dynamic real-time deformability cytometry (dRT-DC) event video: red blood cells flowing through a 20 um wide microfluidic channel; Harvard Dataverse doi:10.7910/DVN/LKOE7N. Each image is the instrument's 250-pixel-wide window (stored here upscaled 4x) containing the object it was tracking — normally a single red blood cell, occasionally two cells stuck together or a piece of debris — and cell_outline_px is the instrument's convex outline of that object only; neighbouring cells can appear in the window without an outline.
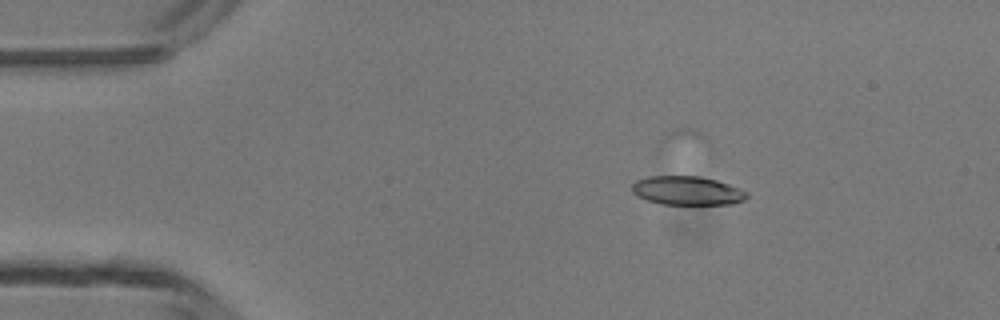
{"species": "common noctule bat (a hibernating species)", "species_latin": "Nyctalus noctula", "temperature_condition": "room temperature", "stored_images_in_passage": 6, "camera_frame_rate_fps": 3000, "um_per_image_px": 0.085, "animal": {"sex": "male", "body_mass_g": 13.3}, "frame": {"image": 1, "passage_image": 4, "time_ms": 3.333, "image_size_px": [1000, 320], "cell_outline_px": [[748, 196], [744, 200], [732, 204], [660, 204], [648, 200], [632, 192], [632, 184], [636, 180], [656, 172], [700, 176], [716, 180], [728, 184], [748, 192]], "centroid_in_image_um": [58.34, 16.14], "position_along_channel_um": 26.7, "area_um2": 20.0}}
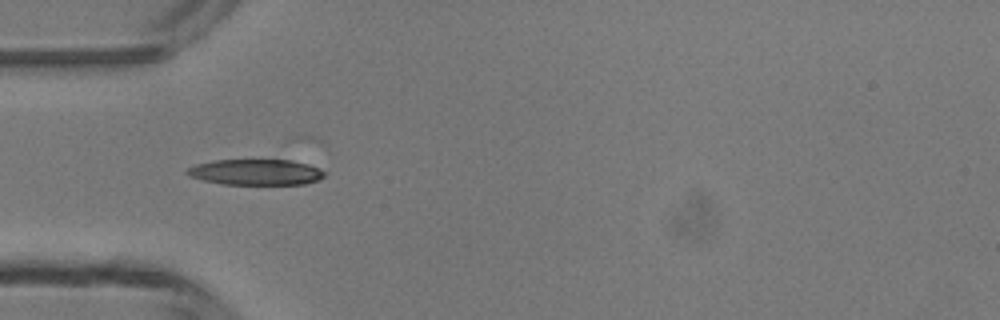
{"frame": {"image": 2, "passage_image": 6, "time_ms": 5.667, "image_size_px": [1000, 320], "cell_outline_px": [[328, 172], [320, 180], [304, 184], [220, 184], [188, 176], [184, 172], [188, 168], [196, 164], [216, 160], [292, 160], [308, 164]], "centroid_in_image_um": [21.77, 14.63], "position_along_channel_um": 63.2, "area_um2": 20.75}}